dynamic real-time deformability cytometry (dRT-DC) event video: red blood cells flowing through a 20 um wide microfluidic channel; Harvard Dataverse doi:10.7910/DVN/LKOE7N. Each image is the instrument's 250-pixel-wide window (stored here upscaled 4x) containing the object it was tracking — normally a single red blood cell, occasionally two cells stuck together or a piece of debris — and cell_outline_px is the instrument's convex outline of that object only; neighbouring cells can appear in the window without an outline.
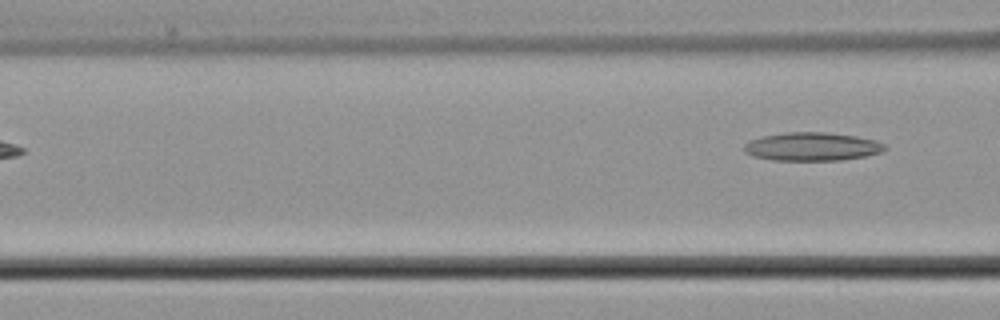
{"species": "common noctule bat (a hibernating species)", "species_latin": "Nyctalus noctula", "temperature_condition": "cold", "stored_images_in_passage": 6, "camera_frame_rate_fps": 3000, "um_per_image_px": 0.085, "animal": {"sex": "male", "body_mass_g": 21.5, "forearm_length_mm": 52.0}, "frame": {"image": 1, "passage_image": 6, "time_ms": 6.333, "image_size_px": [1000, 320], "cell_outline_px": [[888, 148], [880, 152], [864, 156], [840, 160], [772, 160], [752, 156], [744, 152], [744, 144], [748, 140], [760, 136], [784, 132], [828, 132], [856, 136], [876, 140], [884, 144]], "centroid_in_image_um": [68.98, 12.45], "position_along_channel_um": 97.6, "area_um2": 23.47}}